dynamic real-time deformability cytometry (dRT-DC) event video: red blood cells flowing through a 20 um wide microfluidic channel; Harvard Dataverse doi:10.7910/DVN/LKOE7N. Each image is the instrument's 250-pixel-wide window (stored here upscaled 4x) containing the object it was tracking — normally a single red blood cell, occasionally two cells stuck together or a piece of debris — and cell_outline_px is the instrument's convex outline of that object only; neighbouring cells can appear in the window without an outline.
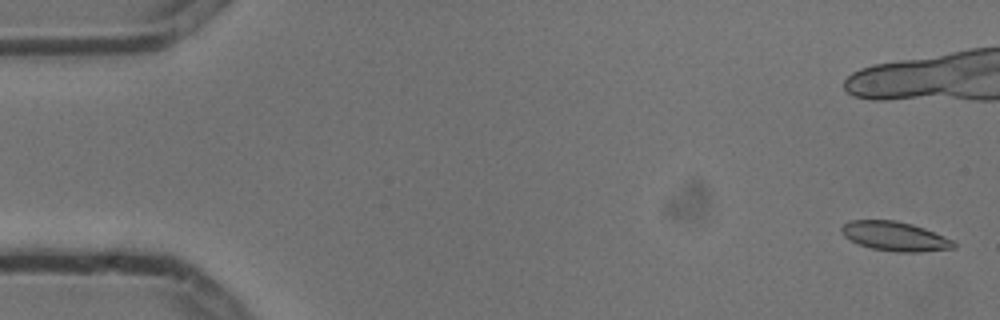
{"species": "common noctule bat (a hibernating species)", "species_latin": "Nyctalus noctula", "temperature_condition": "cold", "stored_images_in_passage": 6, "camera_frame_rate_fps": 3000, "um_per_image_px": 0.085, "animal": {"sex": "male", "body_mass_g": 13.3}, "frame": {"image": 1, "passage_image": 1, "time_ms": 0.0, "image_size_px": [1000, 320], "cell_outline_px": [[956, 248], [920, 252], [896, 252], [872, 248], [860, 244], [844, 236], [840, 232], [840, 228], [844, 224], [852, 220], [896, 220], [912, 224], [924, 228], [952, 240], [956, 244]], "centroid_in_image_um": [76.07, 20.08], "position_along_channel_um": 8.9, "area_um2": 19.02}}